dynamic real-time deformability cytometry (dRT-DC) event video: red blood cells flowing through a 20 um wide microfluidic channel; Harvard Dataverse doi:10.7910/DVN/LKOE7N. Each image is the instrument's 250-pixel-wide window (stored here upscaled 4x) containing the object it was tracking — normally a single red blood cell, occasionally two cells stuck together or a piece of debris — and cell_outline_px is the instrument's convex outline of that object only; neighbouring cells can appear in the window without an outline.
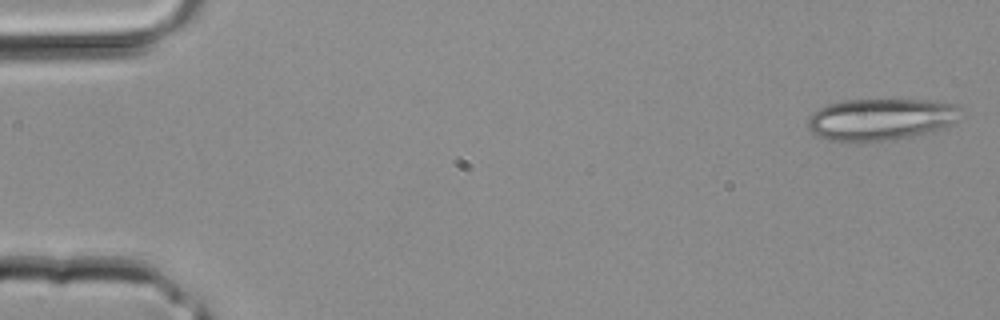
{"species": "common noctule bat (a hibernating species)", "species_latin": "Nyctalus noctula", "temperature_condition": "room temperature", "stored_images_in_passage": 3, "camera_frame_rate_fps": 3000, "um_per_image_px": 0.085, "animal": {"sex": "male", "body_mass_g": 20.4}, "frame": {"image": 1, "passage_image": 1, "time_ms": 0.0, "image_size_px": [1000, 320], "cell_outline_px": [[960, 108], [952, 124], [944, 128], [928, 132], [908, 136], [884, 140], [828, 140], [812, 132], [808, 128], [808, 116], [812, 112], [828, 104], [844, 100], [932, 100], [952, 104]], "centroid_in_image_um": [74.82, 10.12], "position_along_channel_um": 10.2, "area_um2": 36.41}}
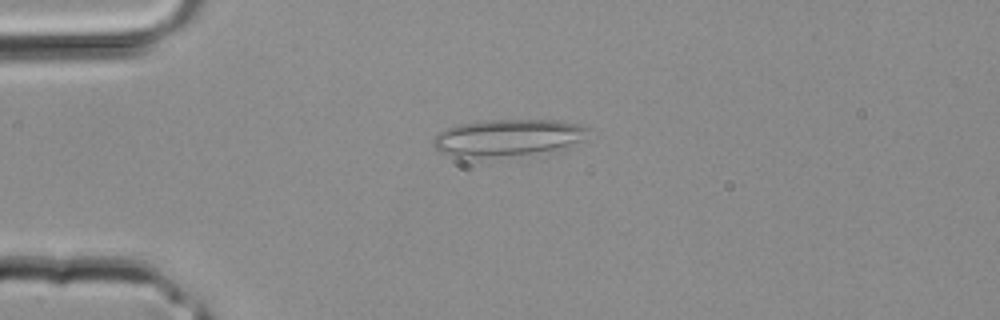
{"frame": {"image": 2, "passage_image": 3, "time_ms": 0.667, "image_size_px": [1000, 320], "cell_outline_px": [[592, 128], [584, 140], [552, 148], [532, 152], [476, 160], [452, 156], [440, 152], [432, 144], [432, 140], [440, 132], [448, 128], [460, 124], [488, 120], [556, 120], [580, 124]], "centroid_in_image_um": [43.09, 11.7], "position_along_channel_um": 41.9, "area_um2": 33.12}}